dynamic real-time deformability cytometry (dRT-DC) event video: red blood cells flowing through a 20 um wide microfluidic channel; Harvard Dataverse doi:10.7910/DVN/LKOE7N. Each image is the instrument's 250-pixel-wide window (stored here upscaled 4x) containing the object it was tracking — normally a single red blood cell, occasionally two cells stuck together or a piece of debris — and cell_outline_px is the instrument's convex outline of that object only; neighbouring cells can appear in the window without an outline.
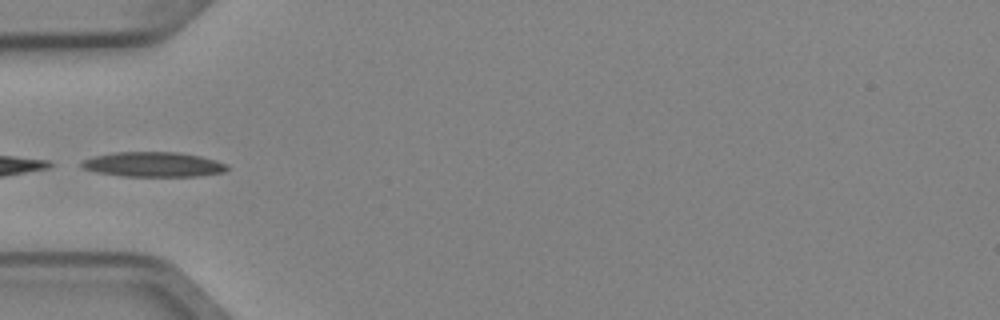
{"species": "Egyptian fruit bat (a non-hibernating species)", "species_latin": "Rousettus aegyptiacus", "temperature_condition": "cold", "stored_images_in_passage": 5, "camera_frame_rate_fps": 3000, "um_per_image_px": 0.085, "animal": {"sex": "female"}, "frame": {"image": 1, "passage_image": 4, "time_ms": 1.0, "image_size_px": [1000, 320], "cell_outline_px": [[228, 168], [224, 172], [200, 176], [120, 176], [96, 172], [80, 168], [80, 160], [112, 152], [180, 152], [200, 156], [216, 160], [228, 164]], "centroid_in_image_um": [13.01, 13.98], "position_along_channel_um": 72.0, "area_um2": 21.33}}
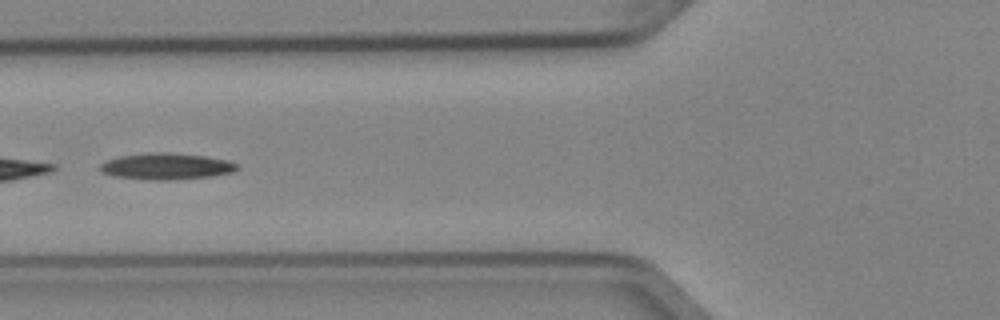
{"frame": {"image": 2, "passage_image": 5, "time_ms": 1.333, "image_size_px": [1000, 320], "cell_outline_px": [[240, 168], [232, 172], [212, 176], [168, 180], [148, 180], [116, 176], [104, 172], [100, 168], [100, 164], [104, 160], [120, 156], [156, 152], [168, 152], [204, 156], [228, 160], [240, 164]], "centroid_in_image_um": [14.18, 14.13], "position_along_channel_um": 111.6, "area_um2": 21.04}}